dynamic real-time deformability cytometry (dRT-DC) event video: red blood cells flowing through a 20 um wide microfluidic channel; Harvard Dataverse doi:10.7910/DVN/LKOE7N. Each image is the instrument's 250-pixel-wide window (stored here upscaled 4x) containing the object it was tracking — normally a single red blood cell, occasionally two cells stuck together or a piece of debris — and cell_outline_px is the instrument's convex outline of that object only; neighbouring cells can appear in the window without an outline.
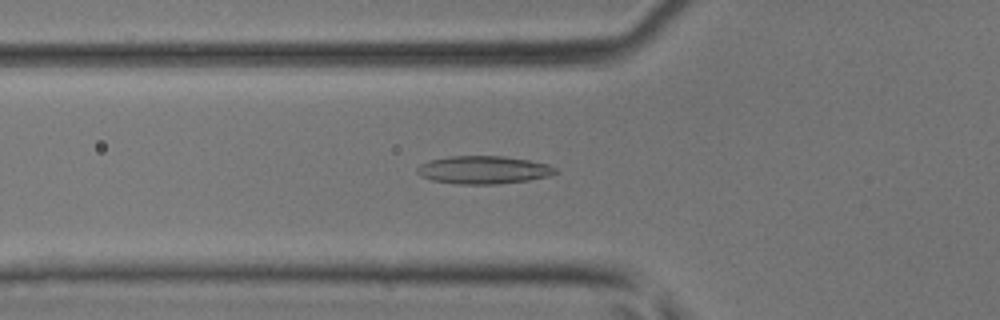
{"species": "common noctule bat (a hibernating species)", "species_latin": "Nyctalus noctula", "temperature_condition": "room temperature", "stored_images_in_passage": 47, "camera_frame_rate_fps": 3000, "um_per_image_px": 0.085, "animal": {"sex": "male", "body_mass_g": 17.9, "forearm_length_mm": 54.2}, "frame": {"image": 1, "passage_image": 17, "time_ms": 5.333, "image_size_px": [1000, 320], "cell_outline_px": [[560, 172], [548, 176], [528, 180], [496, 184], [456, 184], [432, 180], [420, 176], [416, 172], [416, 168], [420, 164], [432, 160], [448, 156], [504, 156], [528, 160], [548, 164], [556, 168]], "centroid_in_image_um": [41.09, 14.44], "position_along_channel_um": 84.7, "area_um2": 22.54}}
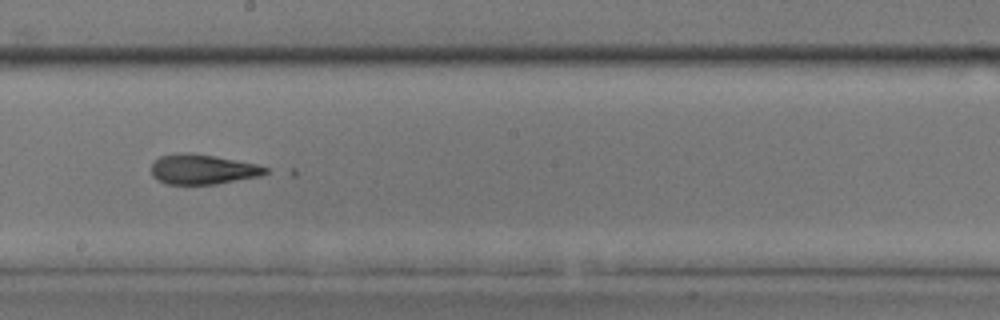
{"frame": {"image": 2, "passage_image": 27, "time_ms": 8.667, "image_size_px": [1000, 320], "cell_outline_px": [[268, 172], [260, 176], [216, 184], [168, 184], [156, 180], [152, 176], [152, 164], [160, 156], [180, 152], [192, 152], [216, 156], [256, 164], [268, 168]], "centroid_in_image_um": [17.21, 14.38], "position_along_channel_um": 231.0, "area_um2": 20.0}}
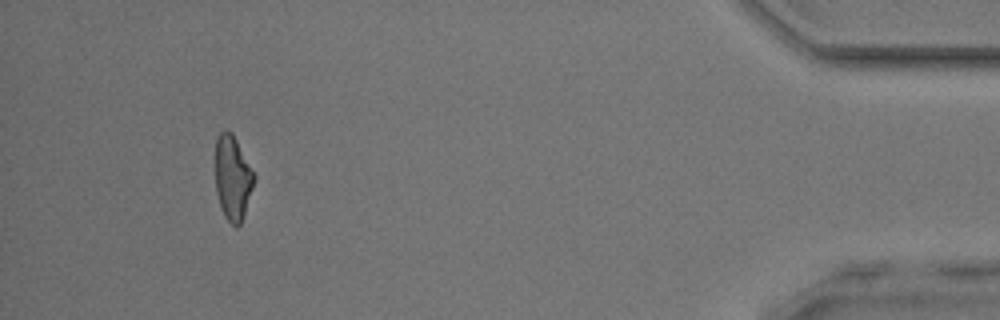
{"frame": {"image": 3, "passage_image": 44, "time_ms": 14.333, "image_size_px": [1000, 320], "cell_outline_px": [[256, 176], [240, 224], [236, 228], [224, 216], [216, 192], [216, 136], [224, 128], [228, 128], [232, 132]], "centroid_in_image_um": [19.76, 15.05], "position_along_channel_um": 415.4, "area_um2": 18.9}}